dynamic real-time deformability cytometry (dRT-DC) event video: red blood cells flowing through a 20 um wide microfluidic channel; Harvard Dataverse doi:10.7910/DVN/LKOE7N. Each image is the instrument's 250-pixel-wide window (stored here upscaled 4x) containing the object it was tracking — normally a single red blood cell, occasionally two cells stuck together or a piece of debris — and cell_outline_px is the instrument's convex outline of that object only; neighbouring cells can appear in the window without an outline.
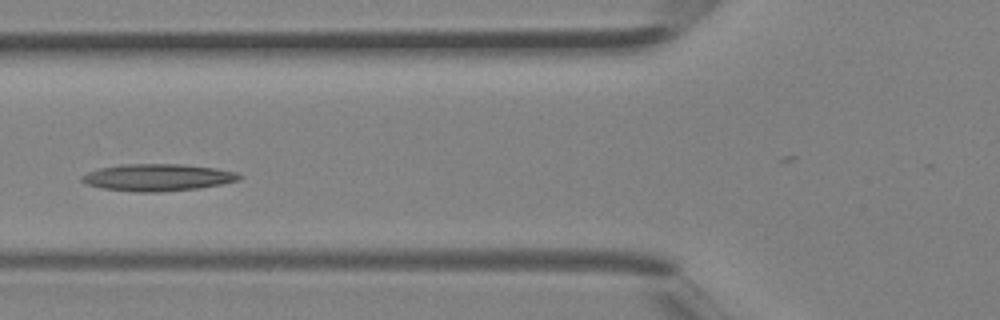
{"species": "Egyptian fruit bat (a non-hibernating species)", "species_latin": "Rousettus aegyptiacus", "temperature_condition": "room temperature", "stored_images_in_passage": 4, "camera_frame_rate_fps": 3000, "um_per_image_px": 0.085, "animal": {"sex": "female"}, "frame": {"image": 1, "passage_image": 4, "time_ms": 1.0, "image_size_px": [1000, 320], "cell_outline_px": [[244, 176], [240, 180], [200, 188], [160, 192], [136, 192], [104, 188], [88, 184], [80, 180], [80, 176], [88, 172], [100, 168], [120, 164], [180, 164], [216, 168], [236, 172]], "centroid_in_image_um": [13.42, 15.08], "position_along_channel_um": 112.4, "area_um2": 24.8}}